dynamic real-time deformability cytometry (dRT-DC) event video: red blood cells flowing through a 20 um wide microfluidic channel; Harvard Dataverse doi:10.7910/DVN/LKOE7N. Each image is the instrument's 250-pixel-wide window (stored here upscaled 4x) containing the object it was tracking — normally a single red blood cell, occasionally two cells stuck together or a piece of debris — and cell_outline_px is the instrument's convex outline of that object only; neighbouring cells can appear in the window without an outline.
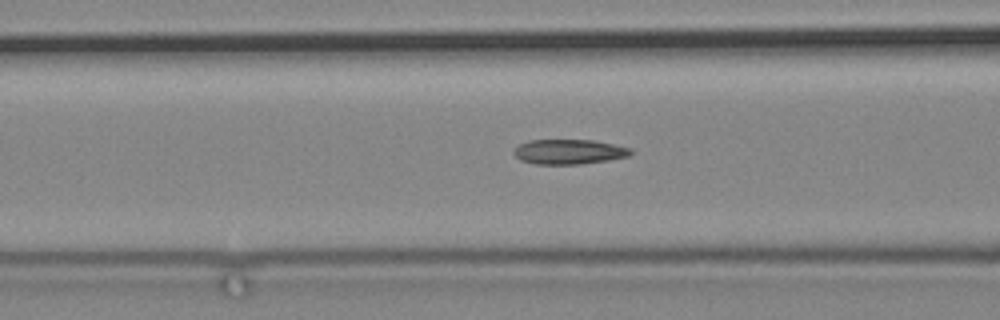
{"species": "common noctule bat (a hibernating species)", "species_latin": "Nyctalus noctula", "temperature_condition": "cold", "stored_images_in_passage": 69, "camera_frame_rate_fps": 3000, "um_per_image_px": 0.085, "animal": {"sex": "male", "body_mass_g": 19.2, "forearm_length_mm": 51.8}, "frame": {"image": 1, "passage_image": 39, "time_ms": 12.667, "image_size_px": [1000, 320], "cell_outline_px": [[632, 152], [628, 156], [608, 160], [580, 164], [536, 164], [520, 160], [512, 152], [520, 144], [528, 140], [592, 140], [632, 148]], "centroid_in_image_um": [48.35, 12.9], "position_along_channel_um": 118.3, "area_um2": 16.82}}
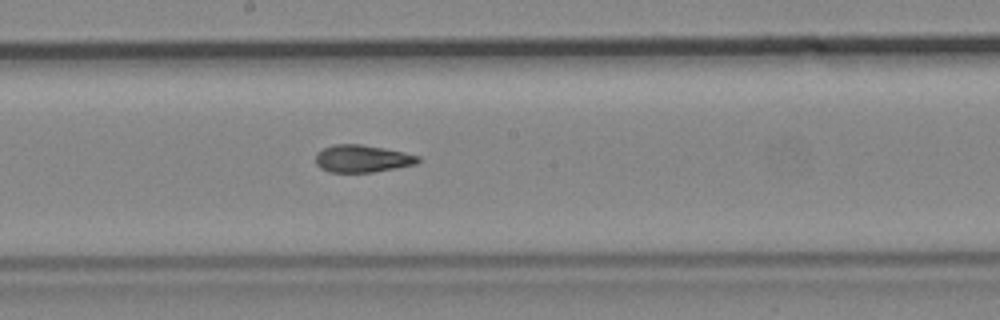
{"frame": {"image": 2, "passage_image": 48, "time_ms": 15.667, "image_size_px": [1000, 320], "cell_outline_px": [[420, 160], [416, 164], [396, 168], [372, 172], [328, 172], [320, 168], [316, 164], [316, 152], [332, 144], [360, 144], [384, 148], [404, 152], [420, 156]], "centroid_in_image_um": [30.77, 13.48], "position_along_channel_um": 217.4, "area_um2": 16.42}}
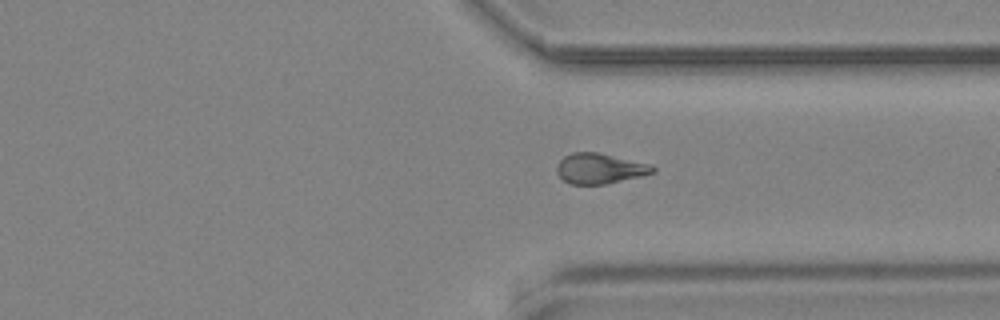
{"frame": {"image": 3, "passage_image": 61, "time_ms": 20.0, "image_size_px": [1000, 320], "cell_outline_px": [[656, 172], [640, 176], [604, 184], [568, 184], [556, 172], [556, 164], [564, 156], [572, 152], [600, 152], [652, 164], [656, 168]], "centroid_in_image_um": [50.98, 14.3], "position_along_channel_um": 360.4, "area_um2": 17.17}}